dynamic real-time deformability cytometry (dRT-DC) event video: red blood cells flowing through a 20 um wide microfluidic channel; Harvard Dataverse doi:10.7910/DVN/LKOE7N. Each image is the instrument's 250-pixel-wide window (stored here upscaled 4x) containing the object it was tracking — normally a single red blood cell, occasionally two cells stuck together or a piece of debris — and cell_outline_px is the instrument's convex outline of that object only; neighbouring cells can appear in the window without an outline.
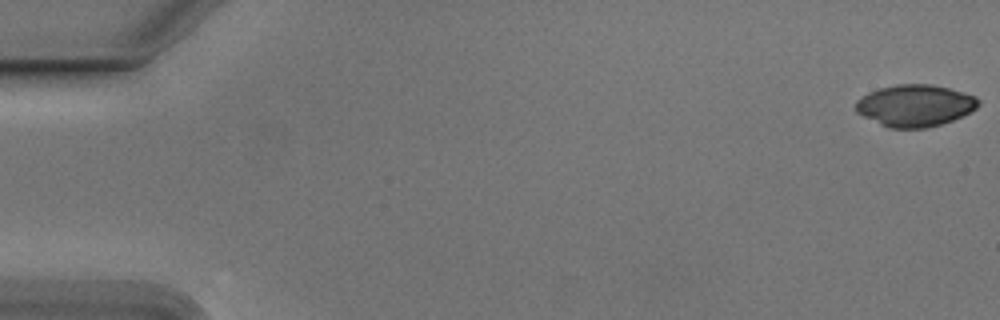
{"species": "Egyptian fruit bat (a non-hibernating species)", "species_latin": "Rousettus aegyptiacus", "temperature_condition": "cold", "stored_images_in_passage": 54, "camera_frame_rate_fps": 3000, "um_per_image_px": 0.085, "animal": {"sex": "male"}, "frame": {"image": 1, "passage_image": 1, "time_ms": 0.0, "image_size_px": [1000, 320], "cell_outline_px": [[980, 104], [972, 112], [952, 120], [940, 124], [924, 128], [888, 128], [856, 112], [856, 100], [868, 92], [880, 88], [896, 84], [928, 84], [948, 88], [976, 96], [980, 100]], "centroid_in_image_um": [77.79, 8.97], "position_along_channel_um": 7.2, "area_um2": 29.82}}
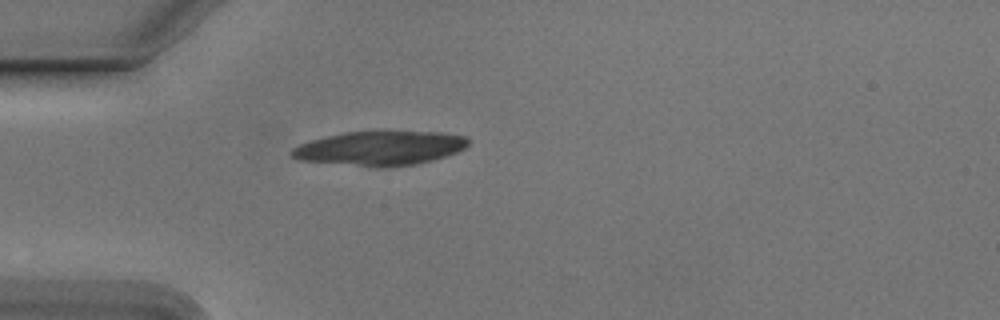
{"frame": {"image": 2, "passage_image": 16, "time_ms": 5.0, "image_size_px": [1000, 320], "cell_outline_px": [[468, 144], [464, 148], [456, 152], [420, 164], [388, 168], [372, 168], [300, 160], [292, 156], [292, 148], [300, 144], [312, 140], [344, 132], [440, 132], [464, 136], [468, 140]], "centroid_in_image_um": [32.29, 12.63], "position_along_channel_um": 52.7, "area_um2": 35.26}}
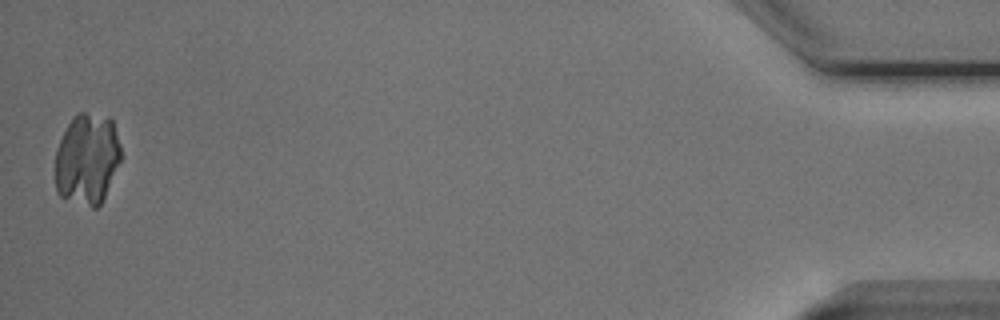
{"frame": {"image": 3, "passage_image": 54, "time_ms": 17.667, "image_size_px": [1000, 320], "cell_outline_px": [[120, 160], [104, 196], [100, 204], [96, 208], [92, 208], [60, 196], [56, 192], [56, 148], [72, 116], [76, 112], [84, 112], [108, 116], [112, 120], [120, 144]], "centroid_in_image_um": [7.39, 13.49], "position_along_channel_um": 427.8, "area_um2": 34.8}}